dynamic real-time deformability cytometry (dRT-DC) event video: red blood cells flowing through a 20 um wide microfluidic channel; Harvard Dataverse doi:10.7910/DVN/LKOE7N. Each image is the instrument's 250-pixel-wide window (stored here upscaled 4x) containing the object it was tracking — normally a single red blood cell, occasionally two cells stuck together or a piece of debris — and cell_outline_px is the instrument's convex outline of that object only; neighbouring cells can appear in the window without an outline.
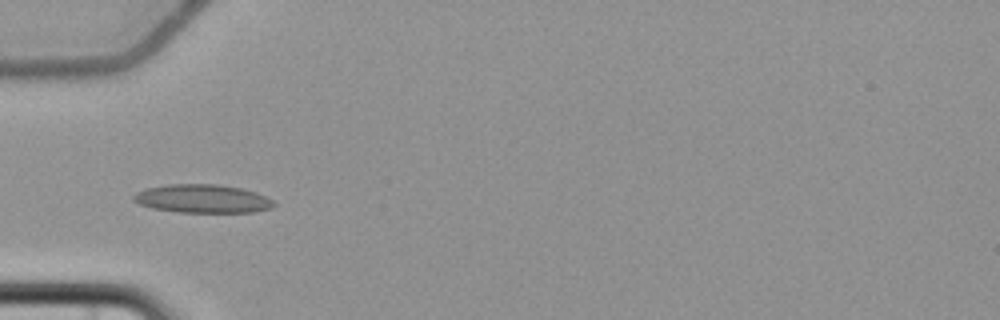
{"species": "common noctule bat (a hibernating species)", "species_latin": "Nyctalus noctula", "temperature_condition": "cold", "stored_images_in_passage": 6, "camera_frame_rate_fps": 3000, "um_per_image_px": 0.085, "animal": {"sex": "female", "body_mass_g": 22.7, "forearm_length_mm": 54.2}, "frame": {"image": 1, "passage_image": 5, "time_ms": 5.667, "image_size_px": [1000, 320], "cell_outline_px": [[276, 204], [272, 208], [252, 212], [180, 212], [152, 208], [140, 204], [132, 200], [132, 196], [136, 192], [148, 188], [168, 184], [216, 184], [240, 188], [256, 192], [272, 200]], "centroid_in_image_um": [17.2, 16.89], "position_along_channel_um": 67.8, "area_um2": 23.12}}
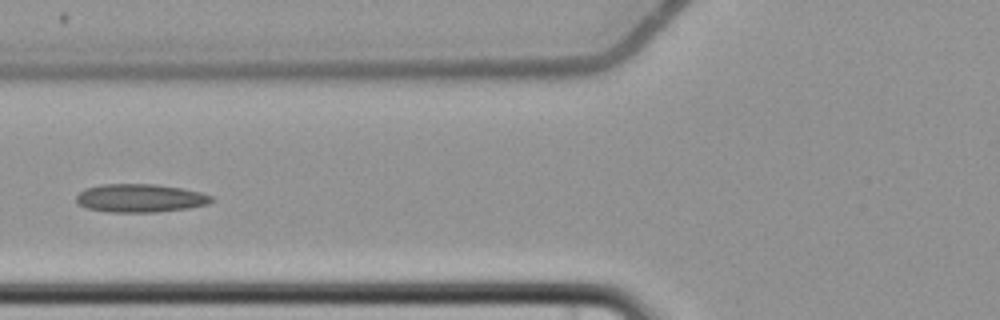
{"frame": {"image": 2, "passage_image": 6, "time_ms": 7.0, "image_size_px": [1000, 320], "cell_outline_px": [[212, 200], [208, 204], [188, 208], [156, 212], [108, 212], [88, 208], [80, 204], [76, 200], [76, 196], [84, 188], [104, 184], [156, 184], [180, 188], [200, 192], [212, 196]], "centroid_in_image_um": [11.9, 16.84], "position_along_channel_um": 113.9, "area_um2": 22.14}}